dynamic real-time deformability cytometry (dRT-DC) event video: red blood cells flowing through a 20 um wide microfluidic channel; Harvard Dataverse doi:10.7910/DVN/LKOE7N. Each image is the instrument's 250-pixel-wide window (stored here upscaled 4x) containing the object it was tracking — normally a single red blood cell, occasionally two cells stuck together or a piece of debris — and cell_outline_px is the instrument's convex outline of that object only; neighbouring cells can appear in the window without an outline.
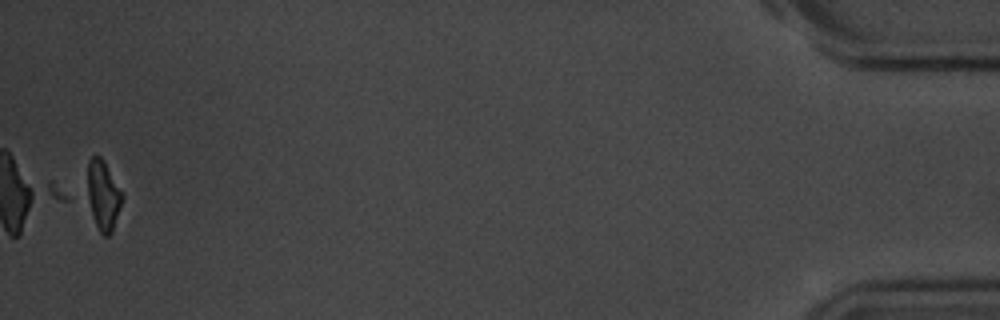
{"species": "common noctule bat (a hibernating species)", "species_latin": "Nyctalus noctula", "temperature_condition": "room temperature", "stored_images_in_passage": 17, "camera_frame_rate_fps": 3000, "um_per_image_px": 0.085, "animal": {"sex": "male", "body_mass_g": 20.1, "forearm_length_mm": 53.5}, "frame": {"image": 1, "passage_image": 17, "time_ms": 20.0, "image_size_px": [1000, 320], "cell_outline_px": [[124, 196], [112, 232], [108, 236], [104, 236], [100, 232], [96, 224], [92, 212], [88, 196], [88, 160], [92, 156], [100, 156], [104, 160], [124, 192]], "centroid_in_image_um": [8.81, 16.56], "position_along_channel_um": 426.4, "area_um2": 14.1}}